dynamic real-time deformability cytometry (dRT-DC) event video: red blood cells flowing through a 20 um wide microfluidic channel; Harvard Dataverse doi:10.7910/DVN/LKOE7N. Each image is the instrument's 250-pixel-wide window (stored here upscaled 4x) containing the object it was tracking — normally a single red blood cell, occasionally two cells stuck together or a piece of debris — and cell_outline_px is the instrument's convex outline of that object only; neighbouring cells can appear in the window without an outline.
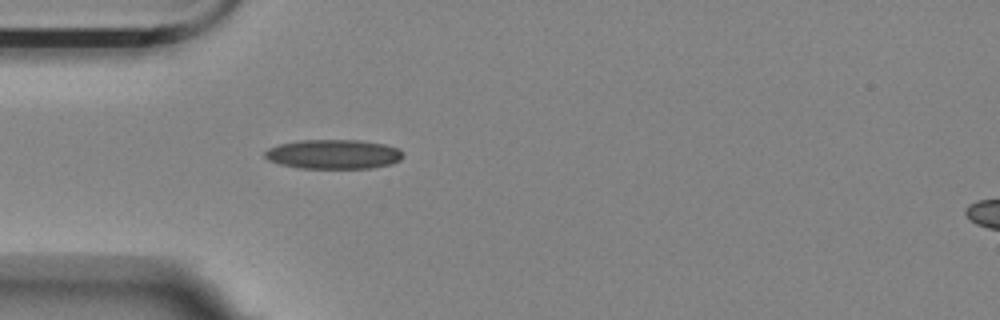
{"species": "Egyptian fruit bat (a non-hibernating species)", "species_latin": "Rousettus aegyptiacus", "temperature_condition": "room temperature", "stored_images_in_passage": 1, "camera_frame_rate_fps": 3000, "um_per_image_px": 0.085, "animal": {"sex": "female"}, "frame": {"image": 1, "passage_image": 1, "time_ms": 0.0, "image_size_px": [1000, 320], "cell_outline_px": [[404, 156], [400, 160], [388, 164], [372, 168], [300, 168], [280, 164], [268, 160], [264, 156], [264, 152], [268, 148], [280, 144], [300, 140], [360, 140], [384, 144], [400, 148], [404, 152]], "centroid_in_image_um": [28.36, 13.1], "position_along_channel_um": 56.6, "area_um2": 23.76}}